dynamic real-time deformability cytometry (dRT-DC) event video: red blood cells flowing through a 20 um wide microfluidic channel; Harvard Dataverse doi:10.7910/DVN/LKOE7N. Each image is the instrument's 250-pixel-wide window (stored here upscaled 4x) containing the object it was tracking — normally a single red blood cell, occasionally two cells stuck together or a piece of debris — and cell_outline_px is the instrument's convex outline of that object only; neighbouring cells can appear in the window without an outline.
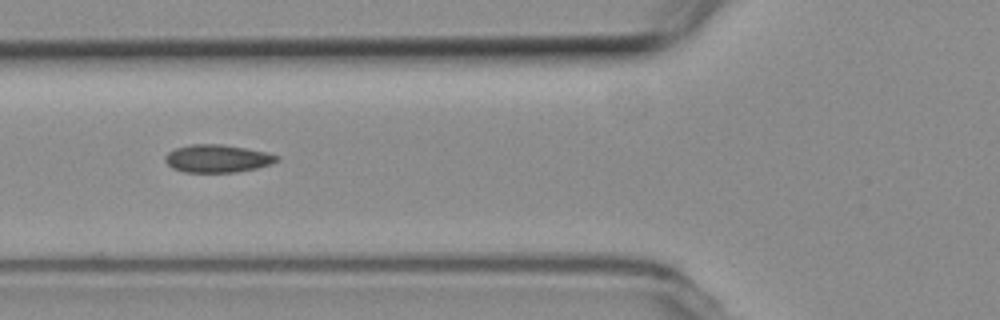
{"species": "common noctule bat (a hibernating species)", "species_latin": "Nyctalus noctula", "temperature_condition": "room temperature", "stored_images_in_passage": 12, "camera_frame_rate_fps": 3000, "um_per_image_px": 0.085, "animal": {"sex": "female", "body_mass_g": 19.3, "forearm_length_mm": 54.1}, "frame": {"image": 1, "passage_image": 9, "time_ms": 2.667, "image_size_px": [1000, 320], "cell_outline_px": [[280, 160], [272, 164], [256, 168], [236, 172], [184, 172], [172, 168], [164, 160], [164, 156], [168, 152], [176, 148], [188, 144], [224, 144], [264, 152], [280, 156]], "centroid_in_image_um": [18.47, 13.47], "position_along_channel_um": 107.3, "area_um2": 18.15}}